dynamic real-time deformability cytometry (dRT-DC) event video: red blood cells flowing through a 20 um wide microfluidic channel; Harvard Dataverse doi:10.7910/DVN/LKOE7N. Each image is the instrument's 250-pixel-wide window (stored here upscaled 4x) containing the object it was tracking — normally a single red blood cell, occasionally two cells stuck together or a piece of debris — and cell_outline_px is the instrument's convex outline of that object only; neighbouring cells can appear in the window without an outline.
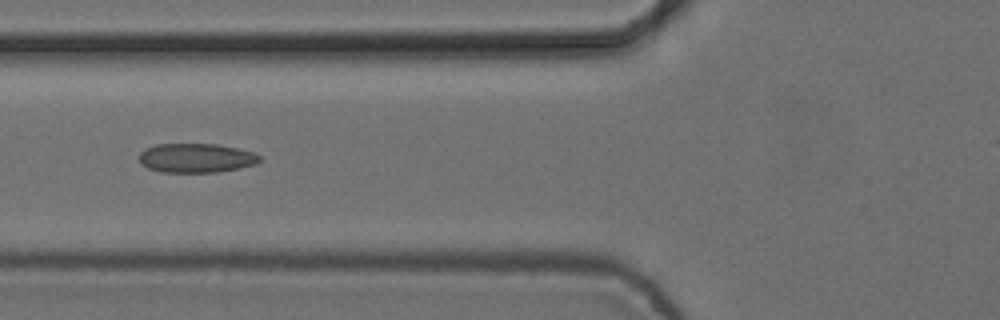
{"species": "common noctule bat (a hibernating species)", "species_latin": "Nyctalus noctula", "temperature_condition": "cold", "stored_images_in_passage": 6, "camera_frame_rate_fps": 3000, "um_per_image_px": 0.085, "animal": {"sex": "female", "body_mass_g": 24.6, "forearm_length_mm": 56.2}, "frame": {"image": 1, "passage_image": 6, "time_ms": 1.667, "image_size_px": [1000, 320], "cell_outline_px": [[260, 160], [256, 164], [240, 168], [220, 172], [160, 172], [148, 168], [140, 164], [140, 152], [144, 148], [156, 144], [216, 144], [236, 148], [252, 152], [260, 156]], "centroid_in_image_um": [16.65, 13.43], "position_along_channel_um": 109.2, "area_um2": 20.58}}